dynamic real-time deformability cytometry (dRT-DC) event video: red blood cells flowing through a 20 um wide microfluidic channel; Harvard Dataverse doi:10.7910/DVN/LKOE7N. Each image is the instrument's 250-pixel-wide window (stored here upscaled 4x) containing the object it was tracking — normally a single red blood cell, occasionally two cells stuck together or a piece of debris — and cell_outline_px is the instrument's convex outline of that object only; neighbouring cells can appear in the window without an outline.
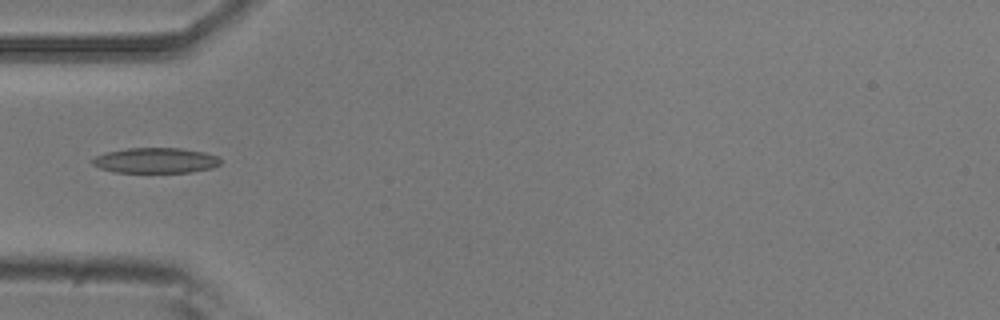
{"species": "common noctule bat (a hibernating species)", "species_latin": "Nyctalus noctula", "temperature_condition": "room temperature", "stored_images_in_passage": 6, "camera_frame_rate_fps": 3000, "um_per_image_px": 0.085, "animal": {"sex": "male", "body_mass_g": 20.5, "forearm_length_mm": 52.5}, "frame": {"image": 1, "passage_image": 5, "time_ms": 1.333, "image_size_px": [1000, 320], "cell_outline_px": [[220, 164], [212, 168], [188, 172], [116, 172], [100, 168], [92, 164], [88, 160], [96, 156], [108, 152], [128, 148], [180, 148], [204, 152], [216, 156], [220, 160]], "centroid_in_image_um": [13.2, 13.63], "position_along_channel_um": 71.8, "area_um2": 18.79}}
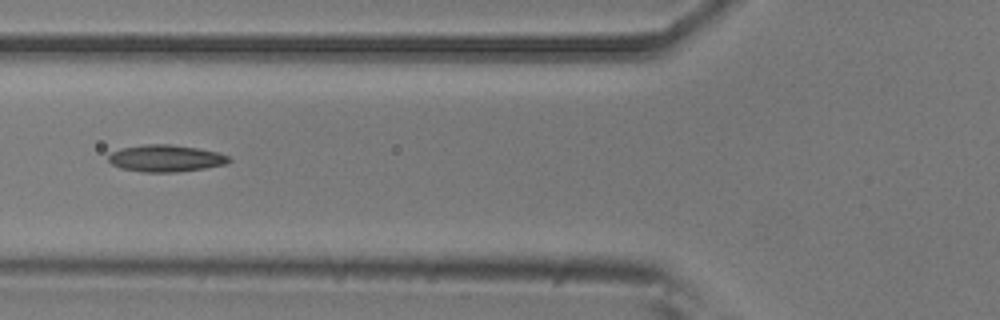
{"frame": {"image": 2, "passage_image": 6, "time_ms": 1.667, "image_size_px": [1000, 320], "cell_outline_px": [[232, 160], [228, 164], [204, 168], [176, 172], [144, 172], [120, 168], [112, 164], [108, 160], [108, 156], [112, 152], [120, 148], [144, 144], [172, 144], [220, 152], [228, 156]], "centroid_in_image_um": [14.1, 13.45], "position_along_channel_um": 111.7, "area_um2": 19.02}}